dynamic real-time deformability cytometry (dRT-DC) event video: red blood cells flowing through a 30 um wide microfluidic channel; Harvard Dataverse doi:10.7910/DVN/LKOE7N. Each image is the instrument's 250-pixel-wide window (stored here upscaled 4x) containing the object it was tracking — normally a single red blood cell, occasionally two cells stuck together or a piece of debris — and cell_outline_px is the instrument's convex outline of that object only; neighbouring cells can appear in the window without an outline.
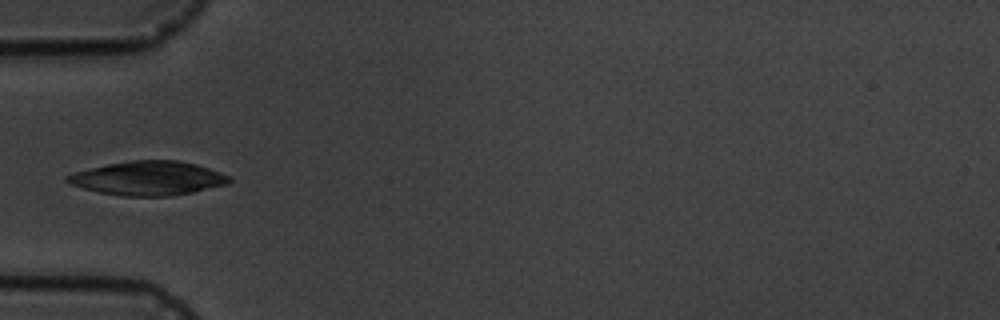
{"species": "common noctule bat (a hibernating species)", "species_latin": "Nyctalus noctula", "temperature_condition": "cold", "stored_images_in_passage": 4, "camera_frame_rate_fps": 3000, "um_per_image_px": 0.085, "animal": {"sex": "male", "body_mass_g": 19.5, "forearm_length_mm": 54.6}, "frame": {"image": 1, "passage_image": 4, "time_ms": 4.0, "image_size_px": [1000, 320], "cell_outline_px": [[232, 180], [228, 184], [192, 192], [172, 196], [124, 196], [100, 192], [68, 184], [64, 180], [64, 176], [72, 172], [108, 164], [132, 160], [176, 160], [196, 164], [220, 172], [228, 176]], "centroid_in_image_um": [12.56, 15.15], "position_along_channel_um": 72.4, "area_um2": 32.08}}